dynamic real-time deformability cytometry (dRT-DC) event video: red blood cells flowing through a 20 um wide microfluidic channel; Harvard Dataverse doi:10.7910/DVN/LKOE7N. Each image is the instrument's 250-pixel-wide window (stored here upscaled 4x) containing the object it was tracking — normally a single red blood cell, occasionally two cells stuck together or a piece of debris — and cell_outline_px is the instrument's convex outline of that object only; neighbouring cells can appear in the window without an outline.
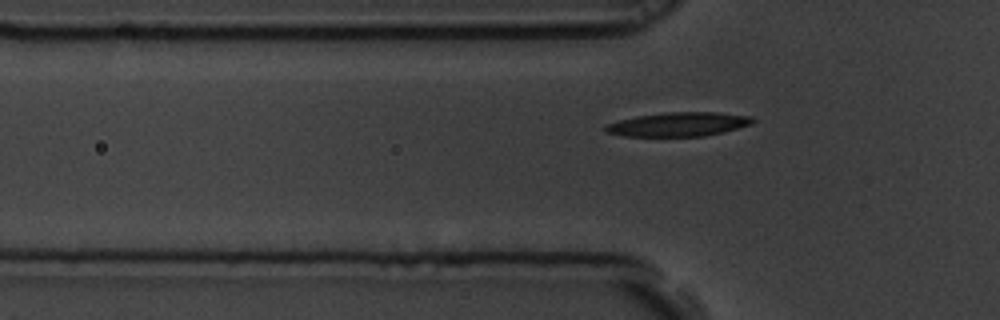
{"species": "common noctule bat (a hibernating species)", "species_latin": "Nyctalus noctula", "temperature_condition": "room temperature", "stored_images_in_passage": 44, "camera_frame_rate_fps": 3000, "um_per_image_px": 0.085, "animal": {"sex": "male", "body_mass_g": 19.5, "forearm_length_mm": 54.6}, "frame": {"image": 1, "passage_image": 3, "time_ms": 0.667, "image_size_px": [1000, 320], "cell_outline_px": [[756, 120], [752, 124], [724, 132], [704, 136], [624, 136], [604, 132], [604, 124], [636, 116], [668, 112], [716, 112], [752, 116]], "centroid_in_image_um": [57.67, 10.56], "position_along_channel_um": 68.1, "area_um2": 20.75}}
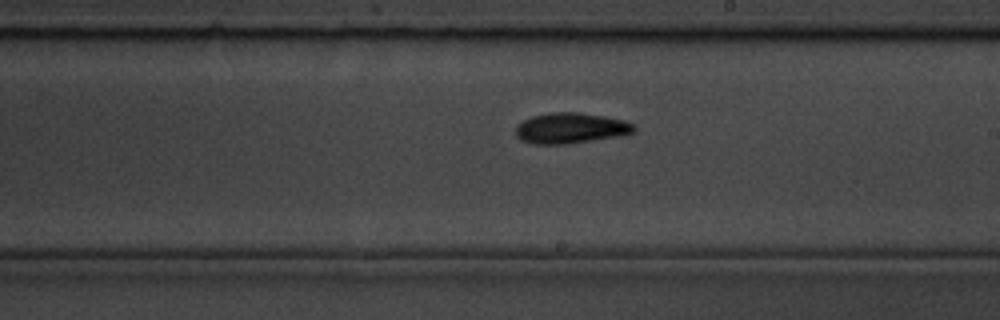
{"frame": {"image": 2, "passage_image": 18, "time_ms": 5.667, "image_size_px": [1000, 320], "cell_outline_px": [[636, 132], [620, 136], [564, 144], [536, 144], [520, 140], [516, 136], [516, 124], [532, 116], [552, 112], [580, 112], [604, 116], [624, 120], [636, 124]], "centroid_in_image_um": [48.53, 10.88], "position_along_channel_um": 240.5, "area_um2": 21.27}}
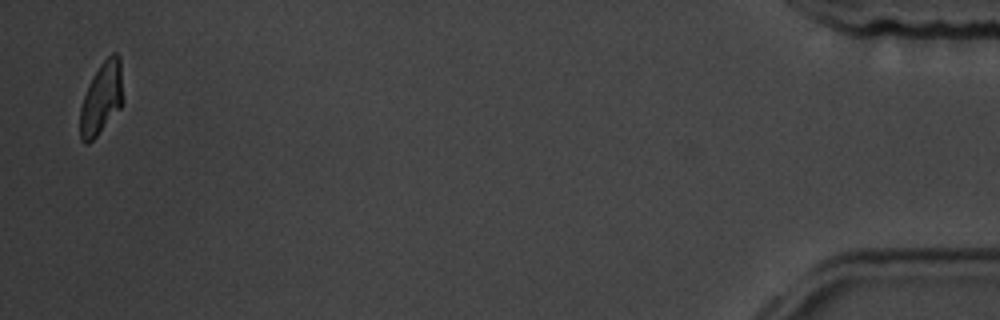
{"frame": {"image": 3, "passage_image": 42, "time_ms": 13.667, "image_size_px": [1000, 320], "cell_outline_px": [[124, 100], [120, 108], [96, 136], [88, 144], [84, 144], [80, 140], [80, 108], [88, 84], [92, 76], [100, 64], [112, 52], [116, 52], [120, 56]], "centroid_in_image_um": [8.64, 8.33], "position_along_channel_um": 426.6, "area_um2": 18.26}}